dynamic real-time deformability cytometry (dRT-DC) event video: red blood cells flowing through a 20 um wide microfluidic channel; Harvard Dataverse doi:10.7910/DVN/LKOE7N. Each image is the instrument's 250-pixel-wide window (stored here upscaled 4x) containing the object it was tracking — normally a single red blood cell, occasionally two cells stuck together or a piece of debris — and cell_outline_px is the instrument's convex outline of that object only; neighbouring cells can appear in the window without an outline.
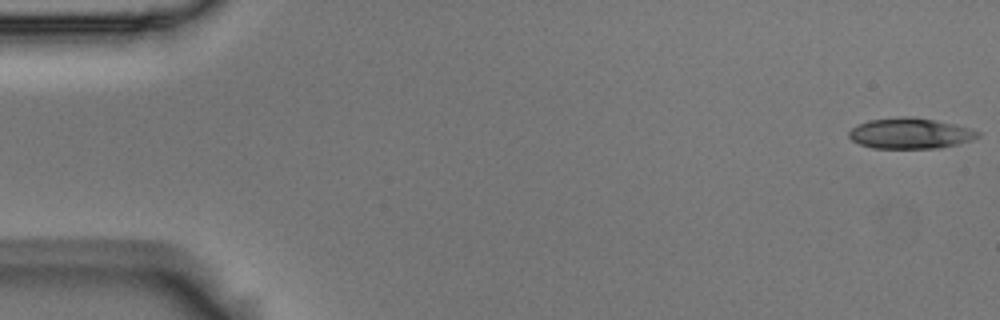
{"species": "Egyptian fruit bat (a non-hibernating species)", "species_latin": "Rousettus aegyptiacus", "temperature_condition": "room temperature", "stored_images_in_passage": 54, "camera_frame_rate_fps": 3000, "um_per_image_px": 0.085, "animal": {"sex": "male"}, "frame": {"image": 1, "passage_image": 1, "time_ms": 0.0, "image_size_px": [1000, 320], "cell_outline_px": [[980, 136], [972, 140], [940, 148], [872, 148], [860, 144], [852, 140], [848, 136], [848, 132], [852, 128], [868, 120], [900, 116], [912, 116], [936, 120], [956, 124], [980, 132]], "centroid_in_image_um": [77.37, 11.33], "position_along_channel_um": 7.6, "area_um2": 23.12}}
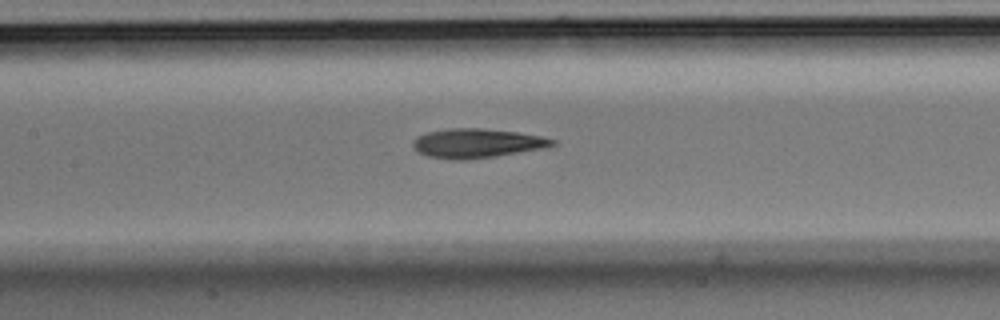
{"frame": {"image": 2, "passage_image": 25, "time_ms": 8.0, "image_size_px": [1000, 320], "cell_outline_px": [[556, 144], [544, 148], [496, 156], [464, 160], [456, 160], [428, 156], [420, 152], [412, 144], [412, 140], [416, 136], [428, 132], [452, 128], [484, 128], [516, 132], [540, 136], [556, 140]], "centroid_in_image_um": [40.54, 12.17], "position_along_channel_um": 166.9, "area_um2": 23.58}}
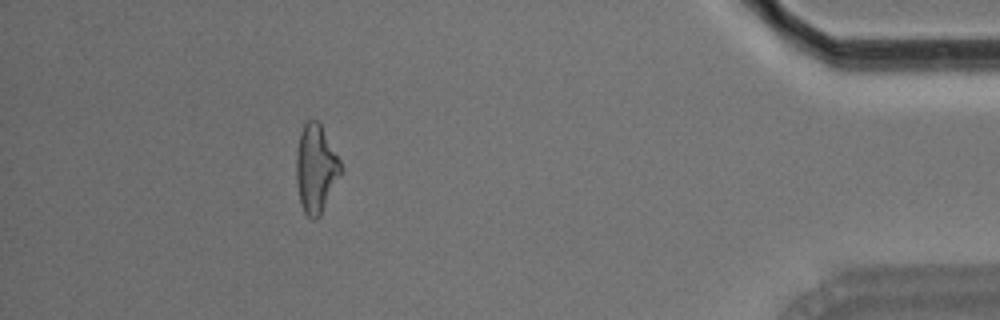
{"frame": {"image": 3, "passage_image": 49, "time_ms": 16.0, "image_size_px": [1000, 320], "cell_outline_px": [[340, 172], [320, 216], [316, 220], [312, 220], [304, 212], [300, 204], [296, 184], [296, 152], [300, 132], [304, 124], [308, 120], [316, 120], [320, 124], [340, 160]], "centroid_in_image_um": [26.8, 14.35], "position_along_channel_um": 408.4, "area_um2": 22.48}, "authors_computed_cell_mechanics": {"area_um2": 22.9755, "velocity_mm_per_s": 3.6768, "shape_relaxation_time_tau1_ms": null, "shape_relaxation_time_tau2_ms": 5.8494, "deformation_change_tau1": null, "deformation_change_tau2": 0.1808}}